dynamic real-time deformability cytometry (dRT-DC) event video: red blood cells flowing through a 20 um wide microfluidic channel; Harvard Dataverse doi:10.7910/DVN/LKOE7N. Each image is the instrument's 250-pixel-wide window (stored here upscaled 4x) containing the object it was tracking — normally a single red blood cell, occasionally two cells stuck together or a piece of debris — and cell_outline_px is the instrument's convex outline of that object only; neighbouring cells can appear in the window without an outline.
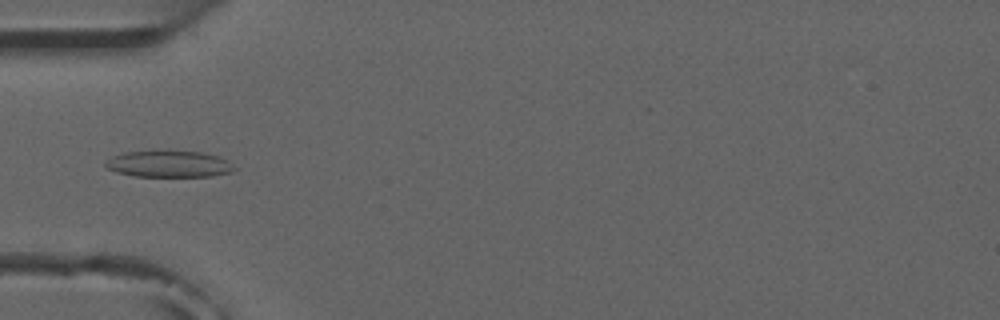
{"species": "common noctule bat (a hibernating species)", "species_latin": "Nyctalus noctula", "temperature_condition": "room temperature", "stored_images_in_passage": 5, "camera_frame_rate_fps": 3000, "um_per_image_px": 0.085, "animal": {"sex": "male", "forearm_length_mm": 52.5}, "frame": {"image": 1, "passage_image": 4, "time_ms": 3.333, "image_size_px": [1000, 320], "cell_outline_px": [[236, 168], [232, 172], [212, 176], [136, 176], [116, 172], [108, 168], [104, 164], [104, 160], [112, 156], [128, 152], [168, 148], [200, 152], [216, 156], [228, 160]], "centroid_in_image_um": [14.34, 13.9], "position_along_channel_um": 70.7, "area_um2": 20.52}}
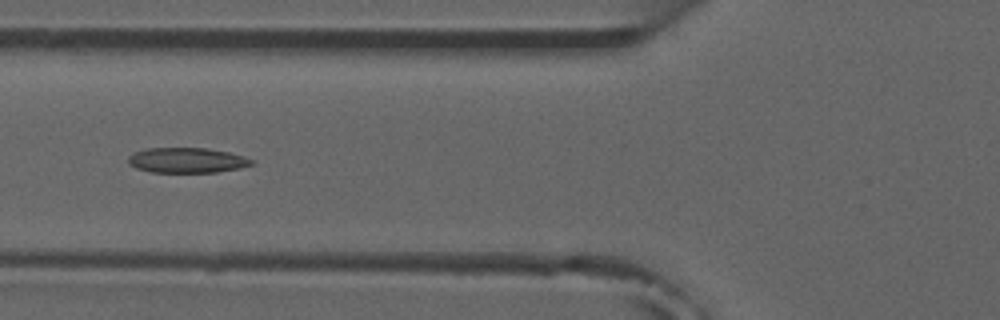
{"frame": {"image": 2, "passage_image": 5, "time_ms": 4.333, "image_size_px": [1000, 320], "cell_outline_px": [[256, 164], [240, 168], [216, 172], [152, 172], [136, 168], [128, 164], [128, 156], [144, 148], [204, 148], [228, 152], [244, 156], [252, 160]], "centroid_in_image_um": [15.89, 13.62], "position_along_channel_um": 109.9, "area_um2": 18.09}}